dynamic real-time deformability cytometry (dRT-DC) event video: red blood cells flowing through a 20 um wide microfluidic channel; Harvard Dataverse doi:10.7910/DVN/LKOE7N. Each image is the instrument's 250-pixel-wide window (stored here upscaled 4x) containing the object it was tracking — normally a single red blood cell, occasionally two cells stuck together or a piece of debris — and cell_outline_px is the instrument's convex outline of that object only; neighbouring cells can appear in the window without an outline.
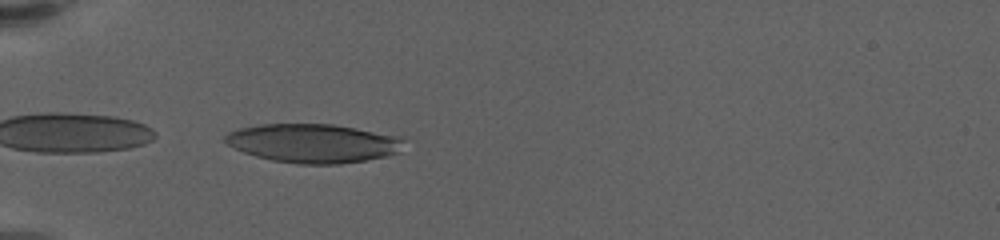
{"species": "human", "species_latin": "Homo sapiens", "temperature_condition": "warm", "stored_images_in_passage": 39, "camera_frame_rate_fps": 3000, "um_per_image_px": 0.085, "donor": {"sex": "female"}, "frame": {"image": 1, "passage_image": 1, "time_ms": 0.0, "image_size_px": [1000, 240], "cell_outline_px": [[404, 140], [400, 152], [384, 156], [364, 160], [340, 164], [300, 164], [272, 160], [256, 156], [244, 152], [228, 144], [224, 140], [224, 136], [228, 132], [240, 128], [260, 124], [332, 124], [404, 136]], "centroid_in_image_um": [26.65, 12.17], "position_along_channel_um": 58.3, "area_um2": 40.46}}
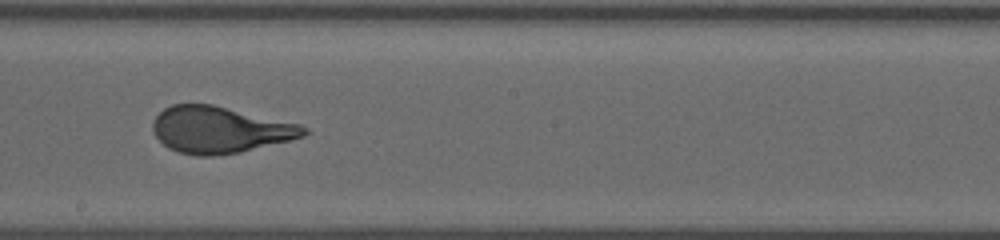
{"frame": {"image": 2, "passage_image": 17, "time_ms": 5.333, "image_size_px": [1000, 240], "cell_outline_px": [[312, 132], [304, 136], [292, 140], [240, 152], [212, 156], [196, 156], [180, 152], [168, 148], [152, 132], [152, 124], [156, 116], [164, 108], [172, 104], [212, 104], [300, 124], [308, 128]], "centroid_in_image_um": [18.71, 11.03], "position_along_channel_um": 229.5, "area_um2": 41.1}}
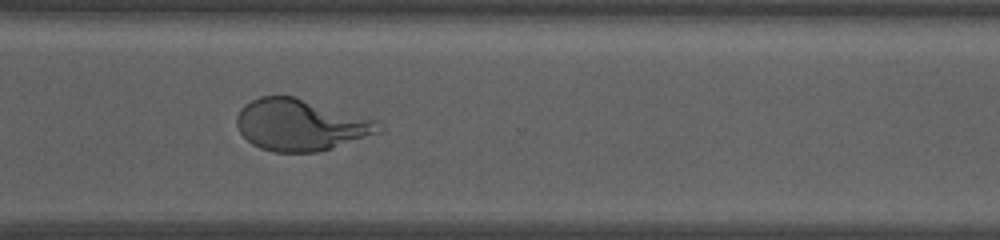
{"frame": {"image": 3, "passage_image": 27, "time_ms": 8.667, "image_size_px": [1000, 240], "cell_outline_px": [[384, 132], [332, 148], [316, 152], [272, 152], [260, 148], [252, 144], [240, 132], [236, 124], [236, 116], [240, 108], [244, 104], [260, 96], [292, 96], [372, 120]], "centroid_in_image_um": [25.47, 10.64], "position_along_channel_um": 345.1, "area_um2": 41.96}, "authors_computed_cell_mechanics": {"area_um2": 41.0958, "velocity_mm_per_s": 3.4774, "shape_relaxation_time_tau1_ms": 3.8, "shape_relaxation_time_tau2_ms": null, "deformation_change_tau1": 0.2086, "deformation_change_tau2": null}}